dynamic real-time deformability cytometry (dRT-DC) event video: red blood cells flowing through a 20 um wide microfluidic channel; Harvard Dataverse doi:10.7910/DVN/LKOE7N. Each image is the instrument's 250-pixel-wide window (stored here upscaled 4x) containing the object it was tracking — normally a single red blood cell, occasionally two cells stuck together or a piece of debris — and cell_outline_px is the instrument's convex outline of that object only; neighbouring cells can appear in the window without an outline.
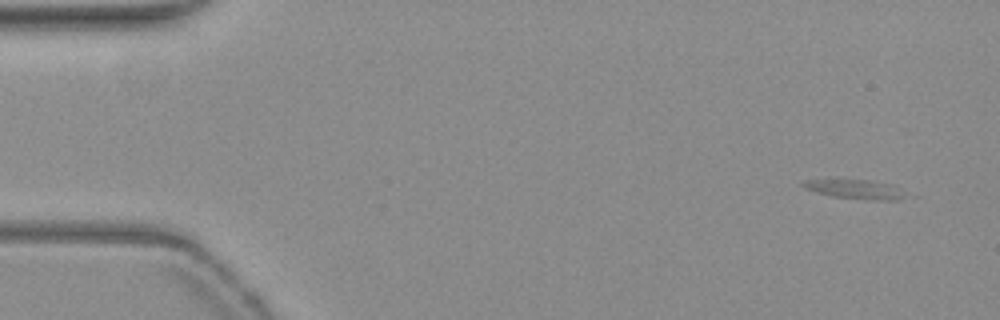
{"species": "common noctule bat (a hibernating species)", "species_latin": "Nyctalus noctula", "temperature_condition": "warm", "stored_images_in_passage": 53, "camera_frame_rate_fps": 3000, "um_per_image_px": 0.085, "animal": {"sex": "female", "body_mass_g": 19.3, "forearm_length_mm": 54.1}, "frame": {"image": 1, "passage_image": 1, "time_ms": 0.0, "image_size_px": [1000, 320], "cell_outline_px": [[904, 196], [900, 200], [872, 200], [832, 196], [816, 192], [804, 188], [800, 184], [804, 180], [868, 180], [892, 184]], "centroid_in_image_um": [72.64, 16.09], "position_along_channel_um": 12.4, "area_um2": 11.16}}